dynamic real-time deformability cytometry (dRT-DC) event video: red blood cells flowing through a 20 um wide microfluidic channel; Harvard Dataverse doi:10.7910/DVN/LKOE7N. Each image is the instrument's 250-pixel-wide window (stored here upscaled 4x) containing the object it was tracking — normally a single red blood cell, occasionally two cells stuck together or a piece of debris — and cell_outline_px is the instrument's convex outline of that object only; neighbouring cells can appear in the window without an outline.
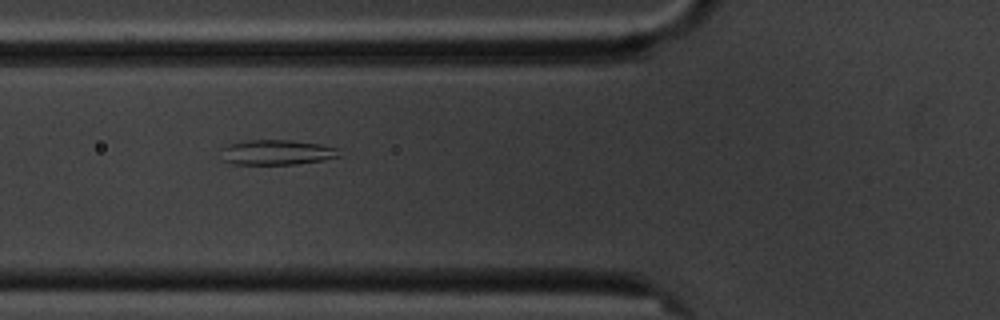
{"species": "common noctule bat (a hibernating species)", "species_latin": "Nyctalus noctula", "temperature_condition": "cold", "stored_images_in_passage": 3, "camera_frame_rate_fps": 3000, "um_per_image_px": 0.085, "animal": {"sex": "male", "body_mass_g": 20.1, "forearm_length_mm": 53.5}, "frame": {"image": 1, "passage_image": 2, "time_ms": 1.333, "image_size_px": [1000, 320], "cell_outline_px": [[340, 156], [324, 160], [296, 164], [232, 164], [224, 160], [220, 148], [224, 144], [248, 140], [292, 140], [320, 144], [336, 148]], "centroid_in_image_um": [23.47, 12.94], "position_along_channel_um": 102.3, "area_um2": 17.34}}